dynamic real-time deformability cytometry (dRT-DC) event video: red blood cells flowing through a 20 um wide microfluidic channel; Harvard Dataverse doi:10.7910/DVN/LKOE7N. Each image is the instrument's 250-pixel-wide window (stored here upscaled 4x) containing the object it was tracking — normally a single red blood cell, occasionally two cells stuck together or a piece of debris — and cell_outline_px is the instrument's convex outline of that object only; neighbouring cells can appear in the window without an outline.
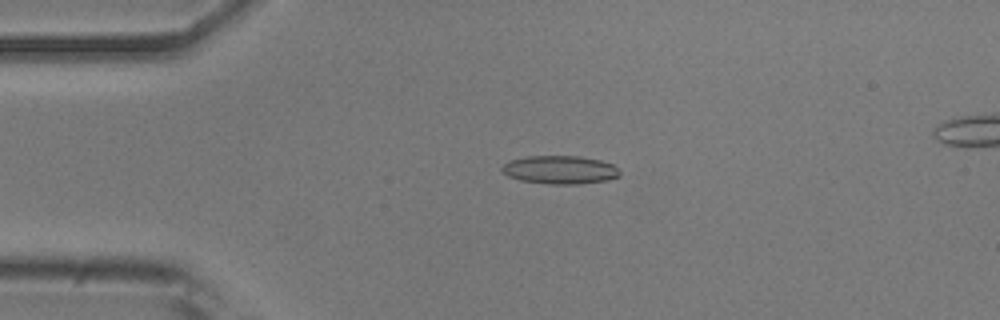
{"species": "common noctule bat (a hibernating species)", "species_latin": "Nyctalus noctula", "temperature_condition": "room temperature", "stored_images_in_passage": 53, "segment_of_instrument_passage": [1, 2], "camera_frame_rate_fps": 3000, "um_per_image_px": 0.085, "animal": {"sex": "male", "body_mass_g": 20.5, "forearm_length_mm": 52.5}, "frame": {"image": 1, "passage_image": 12, "time_ms": 3.667, "image_size_px": [1000, 320], "cell_outline_px": [[620, 176], [608, 180], [580, 184], [548, 184], [520, 180], [508, 176], [500, 172], [500, 168], [508, 160], [528, 156], [580, 156], [600, 160], [612, 164], [620, 172]], "centroid_in_image_um": [47.56, 14.43], "position_along_channel_um": 37.4, "area_um2": 19.59}}
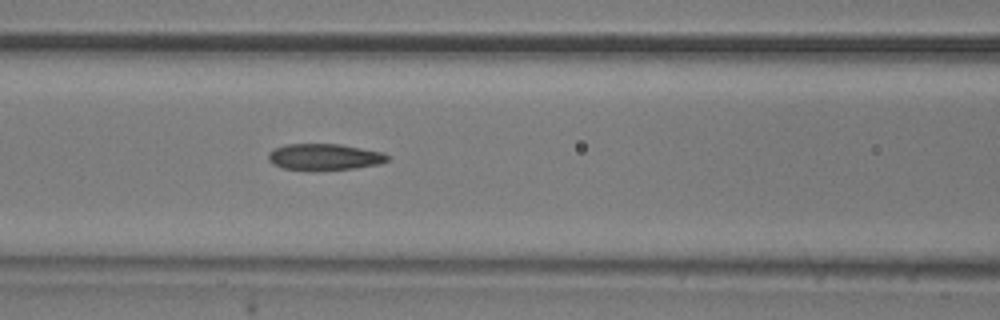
{"frame": {"image": 2, "passage_image": 22, "time_ms": 7.0, "image_size_px": [1000, 320], "cell_outline_px": [[388, 160], [380, 164], [356, 168], [284, 168], [272, 164], [268, 160], [268, 152], [284, 144], [340, 144], [384, 152], [388, 156]], "centroid_in_image_um": [27.59, 13.3], "position_along_channel_um": 139.0, "area_um2": 17.74}}
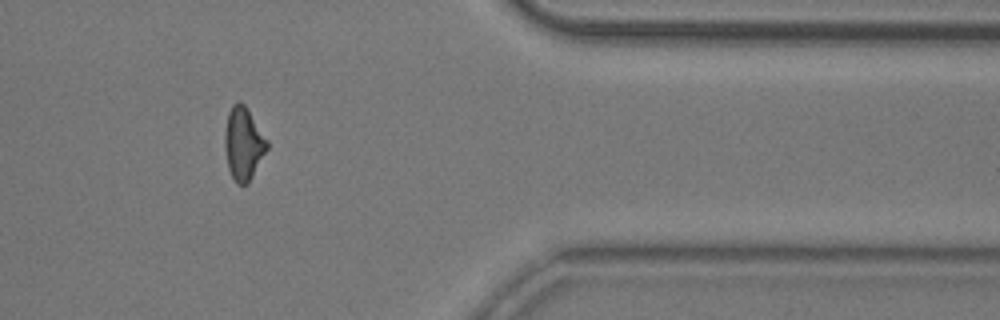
{"frame": {"image": 3, "passage_image": 43, "time_ms": 14.0, "image_size_px": [1000, 320], "cell_outline_px": [[268, 148], [248, 184], [236, 184], [228, 168], [224, 148], [224, 132], [228, 112], [232, 104], [240, 100], [244, 104], [268, 140]], "centroid_in_image_um": [20.67, 12.2], "position_along_channel_um": 390.7, "area_um2": 18.03}}